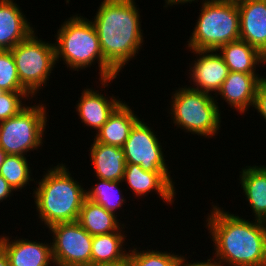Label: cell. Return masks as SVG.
<instances>
[{"instance_id":"obj_18","label":"cell","mask_w":266,"mask_h":266,"mask_svg":"<svg viewBox=\"0 0 266 266\" xmlns=\"http://www.w3.org/2000/svg\"><path fill=\"white\" fill-rule=\"evenodd\" d=\"M93 141L89 149L95 176L107 181H122L126 165L123 148Z\"/></svg>"},{"instance_id":"obj_28","label":"cell","mask_w":266,"mask_h":266,"mask_svg":"<svg viewBox=\"0 0 266 266\" xmlns=\"http://www.w3.org/2000/svg\"><path fill=\"white\" fill-rule=\"evenodd\" d=\"M32 98L33 96L29 92L3 91L0 95V121L15 116L26 106L24 101Z\"/></svg>"},{"instance_id":"obj_14","label":"cell","mask_w":266,"mask_h":266,"mask_svg":"<svg viewBox=\"0 0 266 266\" xmlns=\"http://www.w3.org/2000/svg\"><path fill=\"white\" fill-rule=\"evenodd\" d=\"M240 19V39L266 53V0H236Z\"/></svg>"},{"instance_id":"obj_31","label":"cell","mask_w":266,"mask_h":266,"mask_svg":"<svg viewBox=\"0 0 266 266\" xmlns=\"http://www.w3.org/2000/svg\"><path fill=\"white\" fill-rule=\"evenodd\" d=\"M14 190L8 182L0 175V203L13 195Z\"/></svg>"},{"instance_id":"obj_10","label":"cell","mask_w":266,"mask_h":266,"mask_svg":"<svg viewBox=\"0 0 266 266\" xmlns=\"http://www.w3.org/2000/svg\"><path fill=\"white\" fill-rule=\"evenodd\" d=\"M144 119H139L132 127L124 150L126 164L139 165L143 170L151 172H169L162 144L153 127ZM157 136V137H156Z\"/></svg>"},{"instance_id":"obj_17","label":"cell","mask_w":266,"mask_h":266,"mask_svg":"<svg viewBox=\"0 0 266 266\" xmlns=\"http://www.w3.org/2000/svg\"><path fill=\"white\" fill-rule=\"evenodd\" d=\"M33 31L35 27L16 1L0 0V50H11Z\"/></svg>"},{"instance_id":"obj_23","label":"cell","mask_w":266,"mask_h":266,"mask_svg":"<svg viewBox=\"0 0 266 266\" xmlns=\"http://www.w3.org/2000/svg\"><path fill=\"white\" fill-rule=\"evenodd\" d=\"M117 216V214L107 211L101 205L85 198L80 209L78 222L90 235H101L125 230V223H119Z\"/></svg>"},{"instance_id":"obj_30","label":"cell","mask_w":266,"mask_h":266,"mask_svg":"<svg viewBox=\"0 0 266 266\" xmlns=\"http://www.w3.org/2000/svg\"><path fill=\"white\" fill-rule=\"evenodd\" d=\"M184 255L181 259V261L179 262L178 266H224L218 259H216L215 257L212 256L209 257V259L207 258V260H202V261H187V257ZM193 262V263H192Z\"/></svg>"},{"instance_id":"obj_12","label":"cell","mask_w":266,"mask_h":266,"mask_svg":"<svg viewBox=\"0 0 266 266\" xmlns=\"http://www.w3.org/2000/svg\"><path fill=\"white\" fill-rule=\"evenodd\" d=\"M170 173L171 171H146L139 165L126 164L122 182L127 183L128 189L130 188L136 197H147L150 192H156L155 194H158L164 203L172 205L175 201L176 188Z\"/></svg>"},{"instance_id":"obj_32","label":"cell","mask_w":266,"mask_h":266,"mask_svg":"<svg viewBox=\"0 0 266 266\" xmlns=\"http://www.w3.org/2000/svg\"><path fill=\"white\" fill-rule=\"evenodd\" d=\"M165 1V5L163 6V7H166V9L169 7V6H173V5H177L178 6V4H181V5H183V4H188V3H192L193 1L195 2H198V0H164ZM201 1H204V0H201Z\"/></svg>"},{"instance_id":"obj_21","label":"cell","mask_w":266,"mask_h":266,"mask_svg":"<svg viewBox=\"0 0 266 266\" xmlns=\"http://www.w3.org/2000/svg\"><path fill=\"white\" fill-rule=\"evenodd\" d=\"M125 231L94 235L91 248V266L118 265L127 260ZM125 234V235H124ZM124 244V245H123Z\"/></svg>"},{"instance_id":"obj_36","label":"cell","mask_w":266,"mask_h":266,"mask_svg":"<svg viewBox=\"0 0 266 266\" xmlns=\"http://www.w3.org/2000/svg\"><path fill=\"white\" fill-rule=\"evenodd\" d=\"M263 59H264V66L266 64V53L263 55Z\"/></svg>"},{"instance_id":"obj_5","label":"cell","mask_w":266,"mask_h":266,"mask_svg":"<svg viewBox=\"0 0 266 266\" xmlns=\"http://www.w3.org/2000/svg\"><path fill=\"white\" fill-rule=\"evenodd\" d=\"M198 20L188 39L187 49L217 51L240 39V19L236 0H204Z\"/></svg>"},{"instance_id":"obj_4","label":"cell","mask_w":266,"mask_h":266,"mask_svg":"<svg viewBox=\"0 0 266 266\" xmlns=\"http://www.w3.org/2000/svg\"><path fill=\"white\" fill-rule=\"evenodd\" d=\"M36 183L32 196L38 213L36 215L42 224L49 228L58 223L78 221L86 191L71 176L65 163L49 168Z\"/></svg>"},{"instance_id":"obj_9","label":"cell","mask_w":266,"mask_h":266,"mask_svg":"<svg viewBox=\"0 0 266 266\" xmlns=\"http://www.w3.org/2000/svg\"><path fill=\"white\" fill-rule=\"evenodd\" d=\"M52 234V255L56 266H91L93 236L78 221L48 228Z\"/></svg>"},{"instance_id":"obj_19","label":"cell","mask_w":266,"mask_h":266,"mask_svg":"<svg viewBox=\"0 0 266 266\" xmlns=\"http://www.w3.org/2000/svg\"><path fill=\"white\" fill-rule=\"evenodd\" d=\"M239 171L241 189L256 220L266 222V165L242 167Z\"/></svg>"},{"instance_id":"obj_11","label":"cell","mask_w":266,"mask_h":266,"mask_svg":"<svg viewBox=\"0 0 266 266\" xmlns=\"http://www.w3.org/2000/svg\"><path fill=\"white\" fill-rule=\"evenodd\" d=\"M189 51L196 54L197 59L192 61L188 73V75L190 74V84L194 85L188 87L208 94L215 92L213 95H216L229 73L223 57L218 51Z\"/></svg>"},{"instance_id":"obj_25","label":"cell","mask_w":266,"mask_h":266,"mask_svg":"<svg viewBox=\"0 0 266 266\" xmlns=\"http://www.w3.org/2000/svg\"><path fill=\"white\" fill-rule=\"evenodd\" d=\"M0 175L8 182L16 192L24 189L32 178L30 162L26 156L5 155L3 163L0 165Z\"/></svg>"},{"instance_id":"obj_16","label":"cell","mask_w":266,"mask_h":266,"mask_svg":"<svg viewBox=\"0 0 266 266\" xmlns=\"http://www.w3.org/2000/svg\"><path fill=\"white\" fill-rule=\"evenodd\" d=\"M76 104V112L79 119L85 126L97 131L107 122L108 117L123 102L117 96L115 98L104 95L101 92L91 88H84Z\"/></svg>"},{"instance_id":"obj_2","label":"cell","mask_w":266,"mask_h":266,"mask_svg":"<svg viewBox=\"0 0 266 266\" xmlns=\"http://www.w3.org/2000/svg\"><path fill=\"white\" fill-rule=\"evenodd\" d=\"M137 6L135 0H103L91 20L103 58L118 74L144 44Z\"/></svg>"},{"instance_id":"obj_8","label":"cell","mask_w":266,"mask_h":266,"mask_svg":"<svg viewBox=\"0 0 266 266\" xmlns=\"http://www.w3.org/2000/svg\"><path fill=\"white\" fill-rule=\"evenodd\" d=\"M33 31L25 40L11 49L18 78L22 86L35 98L56 67L55 44L43 41Z\"/></svg>"},{"instance_id":"obj_29","label":"cell","mask_w":266,"mask_h":266,"mask_svg":"<svg viewBox=\"0 0 266 266\" xmlns=\"http://www.w3.org/2000/svg\"><path fill=\"white\" fill-rule=\"evenodd\" d=\"M253 107L266 122V76L258 84Z\"/></svg>"},{"instance_id":"obj_20","label":"cell","mask_w":266,"mask_h":266,"mask_svg":"<svg viewBox=\"0 0 266 266\" xmlns=\"http://www.w3.org/2000/svg\"><path fill=\"white\" fill-rule=\"evenodd\" d=\"M124 101L108 117L107 122L95 133V141L112 146L123 147L130 130L140 119Z\"/></svg>"},{"instance_id":"obj_1","label":"cell","mask_w":266,"mask_h":266,"mask_svg":"<svg viewBox=\"0 0 266 266\" xmlns=\"http://www.w3.org/2000/svg\"><path fill=\"white\" fill-rule=\"evenodd\" d=\"M212 207L205 221L213 257L224 266H266V222L246 220L219 205Z\"/></svg>"},{"instance_id":"obj_7","label":"cell","mask_w":266,"mask_h":266,"mask_svg":"<svg viewBox=\"0 0 266 266\" xmlns=\"http://www.w3.org/2000/svg\"><path fill=\"white\" fill-rule=\"evenodd\" d=\"M47 107L42 102L25 106L15 116L1 121L0 148L6 155L27 156L43 146L47 124Z\"/></svg>"},{"instance_id":"obj_3","label":"cell","mask_w":266,"mask_h":266,"mask_svg":"<svg viewBox=\"0 0 266 266\" xmlns=\"http://www.w3.org/2000/svg\"><path fill=\"white\" fill-rule=\"evenodd\" d=\"M55 36L56 64L59 60L64 61L67 69L69 67L78 72L97 62L100 87L104 88L120 76L104 60L98 34L91 19L74 14L68 20L65 19Z\"/></svg>"},{"instance_id":"obj_35","label":"cell","mask_w":266,"mask_h":266,"mask_svg":"<svg viewBox=\"0 0 266 266\" xmlns=\"http://www.w3.org/2000/svg\"><path fill=\"white\" fill-rule=\"evenodd\" d=\"M109 266H129L127 261L121 263V264H118V265H109Z\"/></svg>"},{"instance_id":"obj_24","label":"cell","mask_w":266,"mask_h":266,"mask_svg":"<svg viewBox=\"0 0 266 266\" xmlns=\"http://www.w3.org/2000/svg\"><path fill=\"white\" fill-rule=\"evenodd\" d=\"M99 182L91 186V189H85L86 198L101 205L107 211L117 214L118 209L121 210L123 204L125 205L126 199L119 188L122 181H107L97 178Z\"/></svg>"},{"instance_id":"obj_34","label":"cell","mask_w":266,"mask_h":266,"mask_svg":"<svg viewBox=\"0 0 266 266\" xmlns=\"http://www.w3.org/2000/svg\"><path fill=\"white\" fill-rule=\"evenodd\" d=\"M5 152L0 148V165L3 163Z\"/></svg>"},{"instance_id":"obj_22","label":"cell","mask_w":266,"mask_h":266,"mask_svg":"<svg viewBox=\"0 0 266 266\" xmlns=\"http://www.w3.org/2000/svg\"><path fill=\"white\" fill-rule=\"evenodd\" d=\"M231 72L258 74L256 67L264 65L263 55L244 40H236L221 46L218 50Z\"/></svg>"},{"instance_id":"obj_33","label":"cell","mask_w":266,"mask_h":266,"mask_svg":"<svg viewBox=\"0 0 266 266\" xmlns=\"http://www.w3.org/2000/svg\"><path fill=\"white\" fill-rule=\"evenodd\" d=\"M0 266H10L8 257L1 247H0Z\"/></svg>"},{"instance_id":"obj_27","label":"cell","mask_w":266,"mask_h":266,"mask_svg":"<svg viewBox=\"0 0 266 266\" xmlns=\"http://www.w3.org/2000/svg\"><path fill=\"white\" fill-rule=\"evenodd\" d=\"M0 89L10 92H28L18 78L11 50H0Z\"/></svg>"},{"instance_id":"obj_6","label":"cell","mask_w":266,"mask_h":266,"mask_svg":"<svg viewBox=\"0 0 266 266\" xmlns=\"http://www.w3.org/2000/svg\"><path fill=\"white\" fill-rule=\"evenodd\" d=\"M172 93L168 113L175 126L204 138H213L220 132L222 111L218 98L187 85Z\"/></svg>"},{"instance_id":"obj_13","label":"cell","mask_w":266,"mask_h":266,"mask_svg":"<svg viewBox=\"0 0 266 266\" xmlns=\"http://www.w3.org/2000/svg\"><path fill=\"white\" fill-rule=\"evenodd\" d=\"M9 237L0 236V247L6 253L10 266H55L51 241L43 243L17 236L15 240H10Z\"/></svg>"},{"instance_id":"obj_15","label":"cell","mask_w":266,"mask_h":266,"mask_svg":"<svg viewBox=\"0 0 266 266\" xmlns=\"http://www.w3.org/2000/svg\"><path fill=\"white\" fill-rule=\"evenodd\" d=\"M264 78L259 74H245L229 71L227 78L222 83L220 90L214 96L223 98L230 108L235 109L240 115L253 108L256 89Z\"/></svg>"},{"instance_id":"obj_26","label":"cell","mask_w":266,"mask_h":266,"mask_svg":"<svg viewBox=\"0 0 266 266\" xmlns=\"http://www.w3.org/2000/svg\"><path fill=\"white\" fill-rule=\"evenodd\" d=\"M137 247L129 249L127 263L129 266H178L183 255L168 253L161 250H140Z\"/></svg>"}]
</instances>
